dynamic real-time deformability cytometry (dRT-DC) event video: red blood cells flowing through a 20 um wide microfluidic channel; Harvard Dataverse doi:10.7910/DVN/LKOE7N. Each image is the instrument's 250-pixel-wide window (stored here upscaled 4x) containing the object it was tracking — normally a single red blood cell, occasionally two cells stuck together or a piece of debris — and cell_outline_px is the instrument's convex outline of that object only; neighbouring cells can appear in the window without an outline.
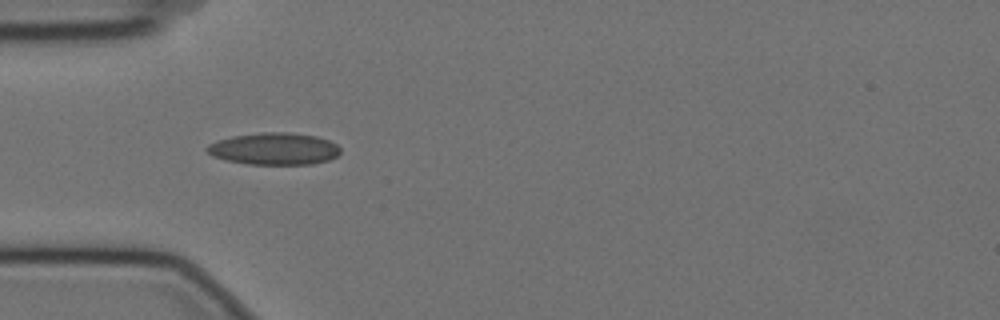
{"species": "Egyptian fruit bat (a non-hibernating species)", "species_latin": "Rousettus aegyptiacus", "temperature_condition": "cold", "stored_images_in_passage": 2, "camera_frame_rate_fps": 3000, "um_per_image_px": 0.085, "animal": {"sex": "female"}, "frame": {"image": 1, "passage_image": 1, "time_ms": 0.0, "image_size_px": [1000, 320], "cell_outline_px": [[340, 152], [336, 156], [328, 160], [312, 164], [248, 164], [224, 160], [212, 156], [204, 148], [208, 144], [232, 136], [264, 132], [288, 132], [316, 136], [328, 140], [336, 144], [340, 148]], "centroid_in_image_um": [23.29, 12.65], "position_along_channel_um": 61.7, "area_um2": 24.85}}